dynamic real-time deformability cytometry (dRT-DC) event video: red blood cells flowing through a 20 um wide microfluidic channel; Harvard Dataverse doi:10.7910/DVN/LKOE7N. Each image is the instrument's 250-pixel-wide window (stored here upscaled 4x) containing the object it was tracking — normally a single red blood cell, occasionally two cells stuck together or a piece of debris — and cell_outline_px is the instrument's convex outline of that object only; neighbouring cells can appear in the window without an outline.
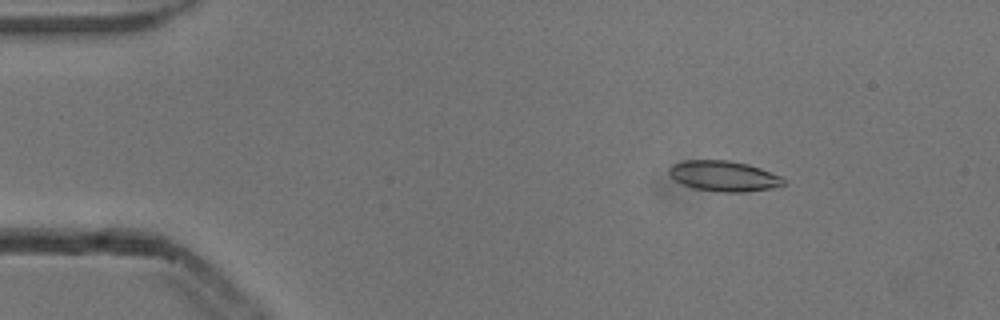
{"species": "common noctule bat (a hibernating species)", "species_latin": "Nyctalus noctula", "temperature_condition": "cold", "stored_images_in_passage": 5, "camera_frame_rate_fps": 3000, "um_per_image_px": 0.085, "animal": {"sex": "male", "body_mass_g": 13.3}, "frame": {"image": 1, "passage_image": 3, "time_ms": 0.667, "image_size_px": [1000, 320], "cell_outline_px": [[788, 184], [772, 188], [744, 192], [720, 192], [696, 188], [684, 184], [676, 180], [668, 172], [668, 168], [672, 164], [684, 160], [728, 160], [748, 164], [760, 168], [780, 176]], "centroid_in_image_um": [61.54, 14.96], "position_along_channel_um": 23.5, "area_um2": 20.23}}